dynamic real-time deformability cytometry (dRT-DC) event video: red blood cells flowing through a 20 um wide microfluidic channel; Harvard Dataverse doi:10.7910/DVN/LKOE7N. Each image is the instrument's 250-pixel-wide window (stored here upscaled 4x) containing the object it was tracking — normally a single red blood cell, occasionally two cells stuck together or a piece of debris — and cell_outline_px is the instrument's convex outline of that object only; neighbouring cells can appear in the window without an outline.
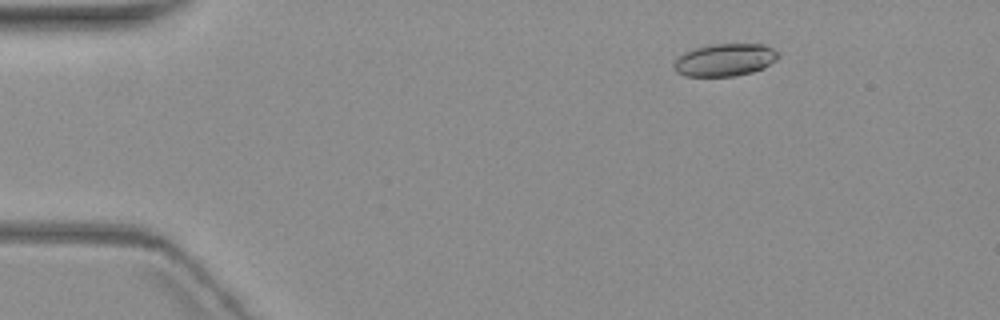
{"species": "common noctule bat (a hibernating species)", "species_latin": "Nyctalus noctula", "temperature_condition": "warm", "stored_images_in_passage": 6, "camera_frame_rate_fps": 3000, "um_per_image_px": 0.085, "animal": {"sex": "female", "body_mass_g": 19.3, "forearm_length_mm": 54.1}, "frame": {"image": 1, "passage_image": 3, "time_ms": 2.333, "image_size_px": [1000, 320], "cell_outline_px": [[780, 56], [776, 60], [764, 68], [752, 72], [736, 76], [684, 76], [676, 72], [672, 68], [672, 64], [684, 52], [696, 48], [712, 44], [764, 44], [780, 52]], "centroid_in_image_um": [61.63, 5.1], "position_along_channel_um": 23.4, "area_um2": 19.94}}
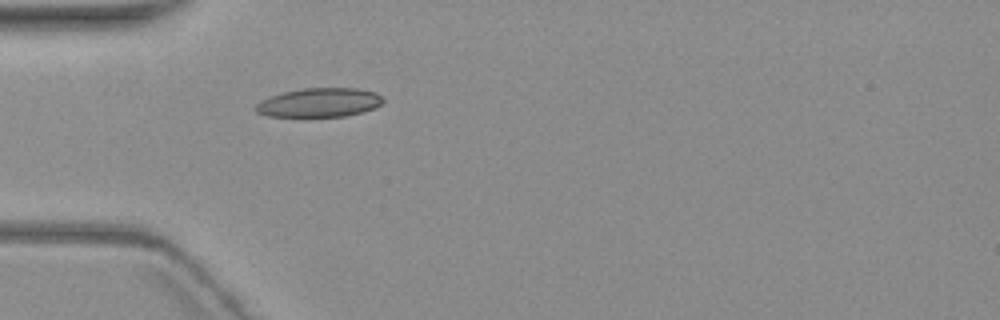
{"frame": {"image": 2, "passage_image": 6, "time_ms": 5.667, "image_size_px": [1000, 320], "cell_outline_px": [[384, 100], [376, 108], [364, 112], [344, 116], [308, 120], [304, 120], [268, 116], [256, 112], [256, 104], [260, 100], [284, 92], [304, 88], [356, 88], [376, 92]], "centroid_in_image_um": [27.11, 8.78], "position_along_channel_um": 57.9, "area_um2": 22.54}}